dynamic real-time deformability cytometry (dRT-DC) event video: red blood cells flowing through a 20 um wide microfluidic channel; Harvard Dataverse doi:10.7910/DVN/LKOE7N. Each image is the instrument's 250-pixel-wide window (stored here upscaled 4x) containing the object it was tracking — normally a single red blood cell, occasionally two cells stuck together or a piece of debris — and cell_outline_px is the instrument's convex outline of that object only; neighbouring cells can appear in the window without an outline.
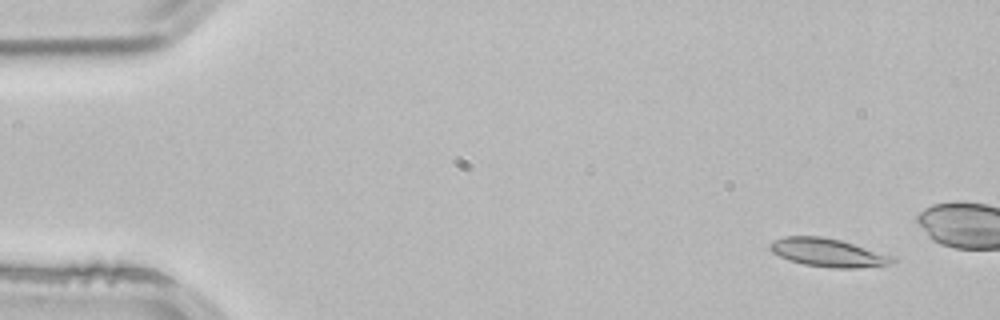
{"species": "common noctule bat (a hibernating species)", "species_latin": "Nyctalus noctula", "temperature_condition": "room temperature", "stored_images_in_passage": 4, "camera_frame_rate_fps": 3000, "um_per_image_px": 0.085, "animal": {"sex": "male", "body_mass_g": 21.5, "forearm_length_mm": 52.0}, "frame": {"image": 1, "passage_image": 1, "time_ms": 0.0, "image_size_px": [1000, 320], "cell_outline_px": [[896, 260], [892, 264], [856, 268], [836, 268], [804, 264], [788, 260], [772, 252], [768, 248], [768, 244], [772, 240], [784, 236], [820, 236], [840, 240], [896, 256]], "centroid_in_image_um": [70.38, 21.46], "position_along_channel_um": 14.6, "area_um2": 20.35}}